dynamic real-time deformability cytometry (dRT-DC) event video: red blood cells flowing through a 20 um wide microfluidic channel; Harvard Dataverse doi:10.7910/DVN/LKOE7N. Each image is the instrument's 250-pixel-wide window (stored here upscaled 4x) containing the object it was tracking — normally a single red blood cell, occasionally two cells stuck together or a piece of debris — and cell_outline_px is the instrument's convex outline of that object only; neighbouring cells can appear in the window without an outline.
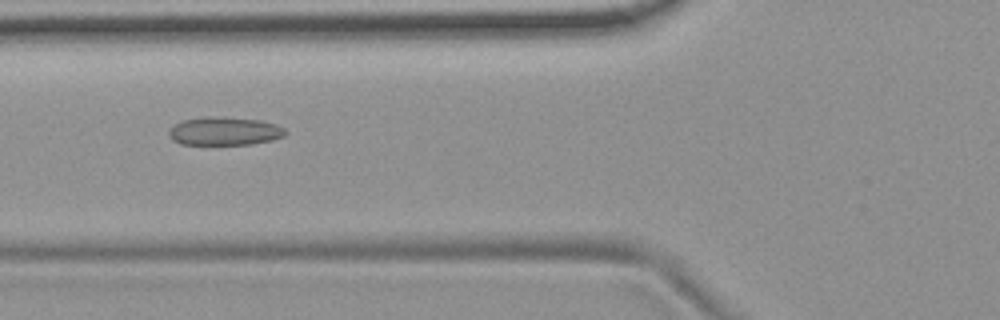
{"species": "common noctule bat (a hibernating species)", "species_latin": "Nyctalus noctula", "temperature_condition": "room temperature", "stored_images_in_passage": 53, "camera_frame_rate_fps": 3000, "um_per_image_px": 0.085, "animal": {"sex": "female", "body_mass_g": 19.9}, "frame": {"image": 1, "passage_image": 20, "time_ms": 6.333, "image_size_px": [1000, 320], "cell_outline_px": [[288, 132], [284, 136], [272, 140], [252, 144], [180, 144], [172, 140], [168, 136], [168, 132], [176, 124], [184, 120], [204, 116], [224, 116], [260, 120], [276, 124], [284, 128]], "centroid_in_image_um": [19.1, 11.14], "position_along_channel_um": 106.7, "area_um2": 19.36}}
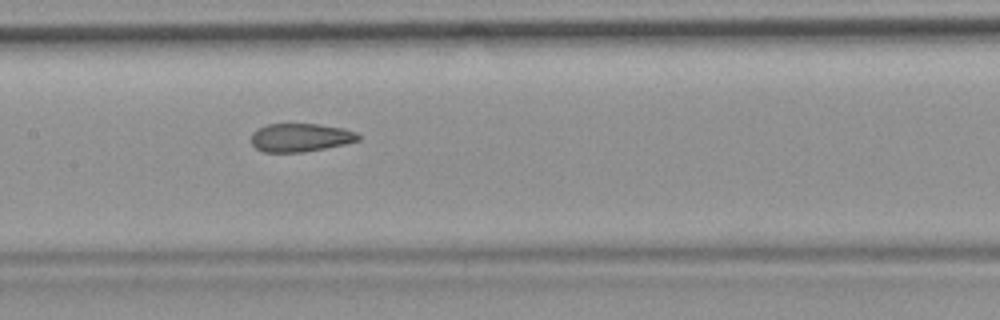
{"frame": {"image": 2, "passage_image": 26, "time_ms": 8.333, "image_size_px": [1000, 320], "cell_outline_px": [[360, 140], [344, 144], [304, 152], [264, 152], [256, 148], [252, 144], [252, 132], [256, 128], [268, 124], [320, 124], [344, 128], [356, 132], [360, 136]], "centroid_in_image_um": [25.53, 11.68], "position_along_channel_um": 181.9, "area_um2": 17.74}}
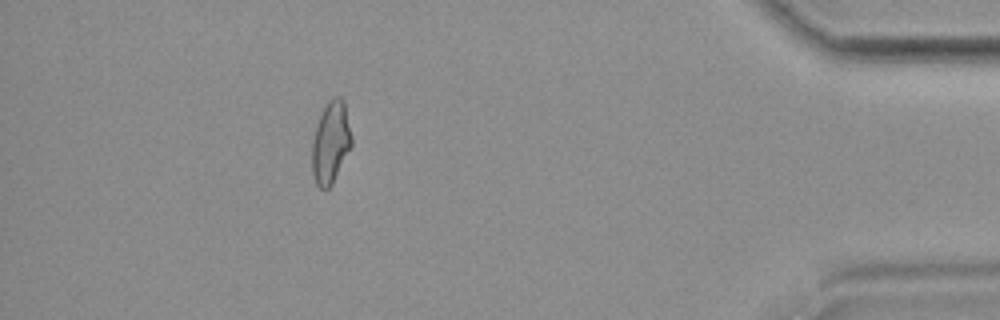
{"frame": {"image": 3, "passage_image": 48, "time_ms": 15.667, "image_size_px": [1000, 320], "cell_outline_px": [[352, 148], [332, 184], [328, 188], [320, 188], [316, 184], [312, 172], [312, 140], [316, 124], [328, 100], [336, 96], [340, 96], [344, 100], [352, 136]], "centroid_in_image_um": [28.12, 12.11], "position_along_channel_um": 407.1, "area_um2": 19.13}, "authors_computed_cell_mechanics": {"area_um2": 19.1318, "velocity_mm_per_s": 3.7436, "shape_relaxation_time_tau1_ms": null, "shape_relaxation_time_tau2_ms": 1.763, "deformation_change_tau1": null, "deformation_change_tau2": 0.089}}